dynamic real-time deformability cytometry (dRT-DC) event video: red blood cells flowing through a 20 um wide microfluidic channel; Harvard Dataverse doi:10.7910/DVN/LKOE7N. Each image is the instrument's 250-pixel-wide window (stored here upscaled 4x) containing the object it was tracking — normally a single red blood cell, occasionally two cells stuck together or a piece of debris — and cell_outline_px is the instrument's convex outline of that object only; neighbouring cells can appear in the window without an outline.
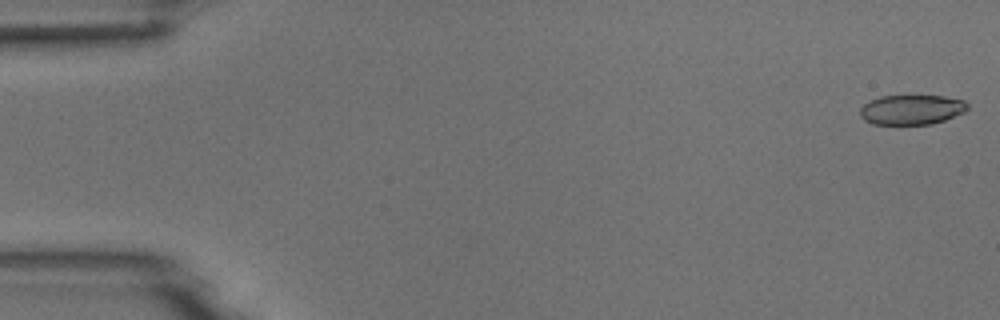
{"species": "common noctule bat (a hibernating species)", "species_latin": "Nyctalus noctula", "temperature_condition": "room temperature", "stored_images_in_passage": 6, "camera_frame_rate_fps": 3000, "um_per_image_px": 0.085, "animal": {"sex": "male", "body_mass_g": 18.8}, "frame": {"image": 1, "passage_image": 1, "time_ms": 0.0, "image_size_px": [1000, 320], "cell_outline_px": [[968, 108], [964, 112], [944, 120], [932, 124], [872, 124], [864, 120], [860, 116], [860, 108], [864, 104], [880, 96], [944, 96], [964, 100], [968, 104]], "centroid_in_image_um": [77.48, 9.32], "position_along_channel_um": 7.5, "area_um2": 18.61}}
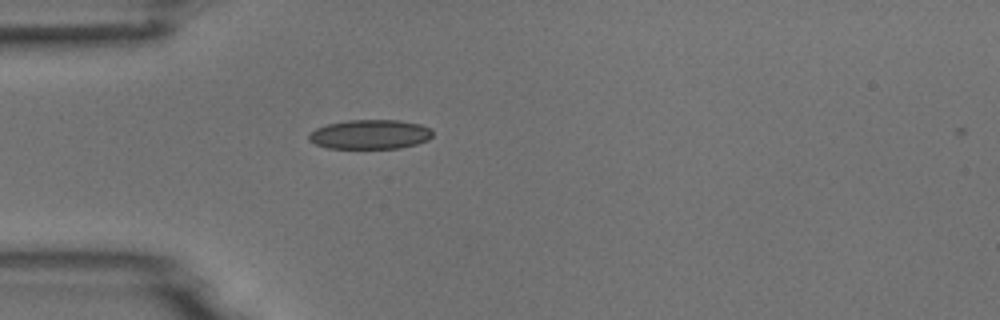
{"frame": {"image": 2, "passage_image": 5, "time_ms": 4.667, "image_size_px": [1000, 320], "cell_outline_px": [[432, 136], [428, 140], [416, 144], [400, 148], [328, 148], [316, 144], [308, 140], [308, 136], [316, 128], [328, 124], [348, 120], [400, 120], [420, 124], [428, 128], [432, 132]], "centroid_in_image_um": [31.46, 11.42], "position_along_channel_um": 53.5, "area_um2": 21.1}}